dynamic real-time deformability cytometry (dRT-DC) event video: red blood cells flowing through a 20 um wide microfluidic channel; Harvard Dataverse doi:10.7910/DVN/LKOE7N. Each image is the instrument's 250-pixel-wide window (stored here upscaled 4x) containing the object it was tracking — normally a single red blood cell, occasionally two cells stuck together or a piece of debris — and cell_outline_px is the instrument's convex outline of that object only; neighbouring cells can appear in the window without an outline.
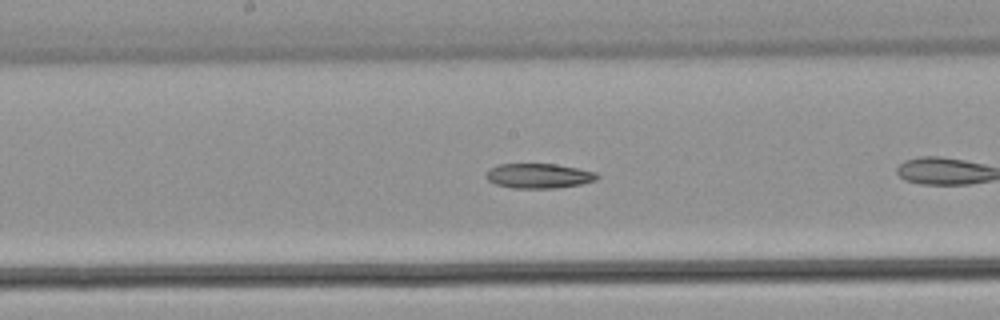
{"species": "common noctule bat (a hibernating species)", "species_latin": "Nyctalus noctula", "temperature_condition": "warm", "stored_images_in_passage": 26, "camera_frame_rate_fps": 3000, "um_per_image_px": 0.085, "animal": {"sex": "male", "body_mass_g": 21.5, "forearm_length_mm": 52.0}, "frame": {"image": 1, "passage_image": 12, "time_ms": 3.667, "image_size_px": [1000, 320], "cell_outline_px": [[600, 176], [596, 180], [580, 184], [556, 188], [512, 188], [496, 184], [488, 180], [484, 176], [488, 168], [496, 164], [556, 164], [596, 172]], "centroid_in_image_um": [45.75, 14.94], "position_along_channel_um": 202.4, "area_um2": 16.13}}
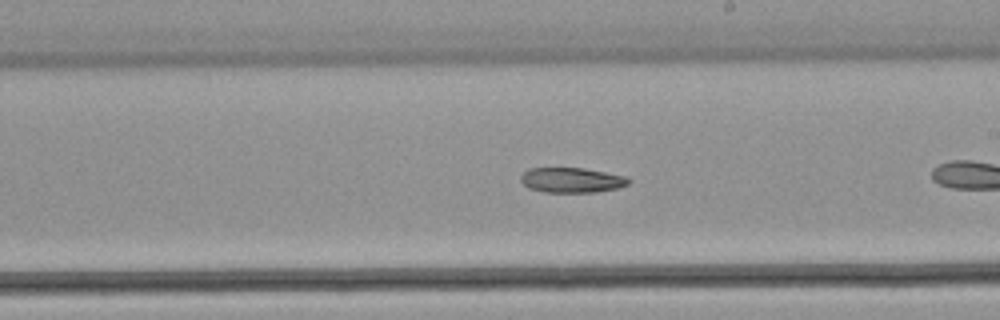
{"frame": {"image": 2, "passage_image": 15, "time_ms": 4.667, "image_size_px": [1000, 320], "cell_outline_px": [[632, 180], [628, 184], [620, 188], [596, 192], [544, 192], [528, 188], [520, 180], [520, 176], [528, 168], [584, 168], [624, 176]], "centroid_in_image_um": [48.59, 15.31], "position_along_channel_um": 240.4, "area_um2": 15.78}}